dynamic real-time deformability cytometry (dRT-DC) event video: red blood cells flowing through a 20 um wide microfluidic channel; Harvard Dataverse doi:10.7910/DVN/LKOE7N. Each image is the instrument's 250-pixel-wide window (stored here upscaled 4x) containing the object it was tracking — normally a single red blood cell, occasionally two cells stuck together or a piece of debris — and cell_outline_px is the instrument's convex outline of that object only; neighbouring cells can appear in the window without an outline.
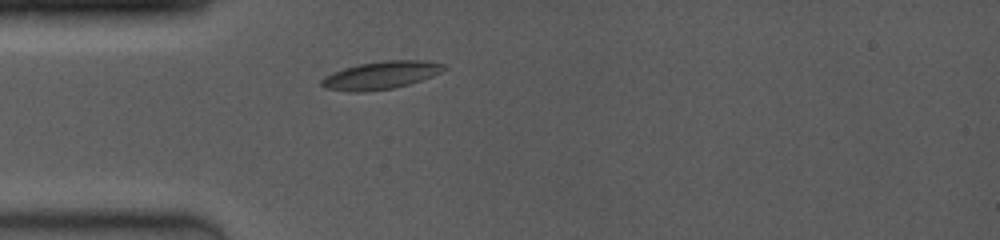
{"species": "common noctule bat (a hibernating species)", "species_latin": "Nyctalus noctula", "temperature_condition": "room temperature", "stored_images_in_passage": 3, "camera_frame_rate_fps": 4000, "um_per_image_px": 0.085, "animal": {"sex": "female", "body_mass_g": 19.0, "forearm_length_mm": 53.3}, "frame": {"image": 1, "passage_image": 1, "time_ms": 0.0, "image_size_px": [1000, 240], "cell_outline_px": [[444, 68], [440, 72], [432, 76], [408, 84], [392, 88], [364, 92], [352, 92], [324, 88], [320, 84], [320, 80], [324, 76], [332, 72], [344, 68], [360, 64], [388, 60], [428, 60], [444, 64]], "centroid_in_image_um": [32.33, 6.39], "position_along_channel_um": 52.7, "area_um2": 19.71}}
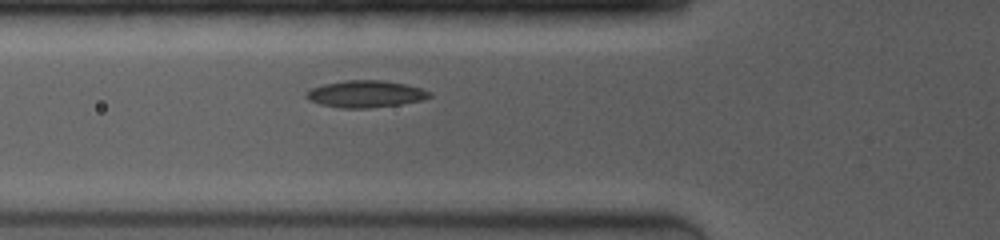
{"frame": {"image": 2, "passage_image": 3, "time_ms": 1.25, "image_size_px": [1000, 240], "cell_outline_px": [[432, 96], [424, 100], [400, 104], [368, 108], [340, 108], [320, 104], [308, 100], [304, 96], [312, 88], [324, 84], [348, 80], [380, 80], [404, 84], [420, 88], [432, 92]], "centroid_in_image_um": [31.08, 7.99], "position_along_channel_um": 94.7, "area_um2": 19.25}}